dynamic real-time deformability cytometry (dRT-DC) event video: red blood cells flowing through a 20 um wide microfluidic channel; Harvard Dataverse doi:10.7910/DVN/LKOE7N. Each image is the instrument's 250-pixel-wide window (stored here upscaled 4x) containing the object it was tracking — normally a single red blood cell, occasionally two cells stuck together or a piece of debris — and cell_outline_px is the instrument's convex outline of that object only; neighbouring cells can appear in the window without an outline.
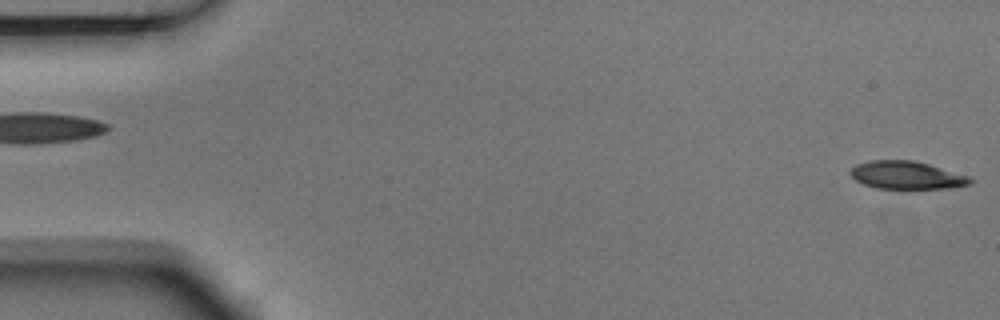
{"species": "Egyptian fruit bat (a non-hibernating species)", "species_latin": "Rousettus aegyptiacus", "temperature_condition": "room temperature", "stored_images_in_passage": 4, "segment_of_instrument_passage": [2, 2], "camera_frame_rate_fps": 3000, "um_per_image_px": 0.085, "animal": {"sex": "male"}, "frame": {"image": 1, "passage_image": 4, "time_ms": 1.0, "image_size_px": [1000, 320], "cell_outline_px": [[976, 180], [972, 184], [948, 188], [876, 188], [864, 184], [856, 180], [848, 172], [856, 164], [868, 160], [912, 160], [928, 164], [972, 176]], "centroid_in_image_um": [77.11, 14.88], "position_along_channel_um": 7.9, "area_um2": 19.59}}